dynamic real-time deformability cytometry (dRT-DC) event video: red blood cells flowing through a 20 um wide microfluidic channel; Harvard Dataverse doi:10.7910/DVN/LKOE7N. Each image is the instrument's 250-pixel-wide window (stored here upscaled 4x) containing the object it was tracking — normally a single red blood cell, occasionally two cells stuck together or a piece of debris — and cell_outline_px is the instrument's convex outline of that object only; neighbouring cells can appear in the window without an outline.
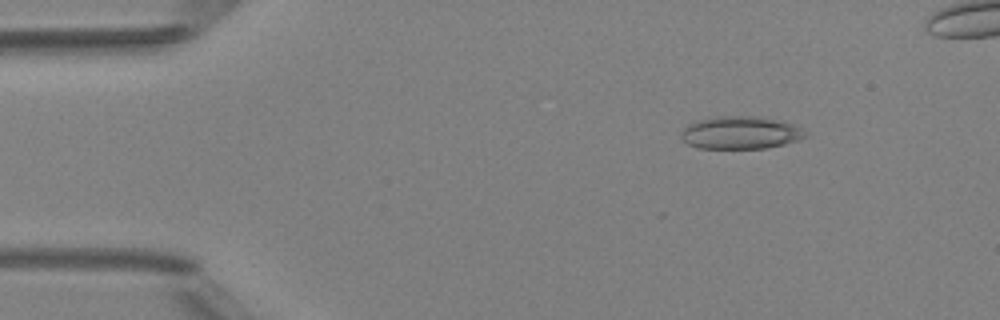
{"species": "Egyptian fruit bat (a non-hibernating species)", "species_latin": "Rousettus aegyptiacus", "temperature_condition": "room temperature", "stored_images_in_passage": 4, "camera_frame_rate_fps": 3000, "um_per_image_px": 0.085, "animal": {"sex": "female"}, "frame": {"image": 1, "passage_image": 4, "time_ms": 3.667, "image_size_px": [1000, 320], "cell_outline_px": [[808, 136], [800, 140], [768, 148], [696, 148], [688, 144], [680, 136], [684, 128], [688, 124], [696, 120], [712, 116], [760, 116], [784, 120], [808, 132]], "centroid_in_image_um": [62.98, 11.26], "position_along_channel_um": 22.0, "area_um2": 24.1}}